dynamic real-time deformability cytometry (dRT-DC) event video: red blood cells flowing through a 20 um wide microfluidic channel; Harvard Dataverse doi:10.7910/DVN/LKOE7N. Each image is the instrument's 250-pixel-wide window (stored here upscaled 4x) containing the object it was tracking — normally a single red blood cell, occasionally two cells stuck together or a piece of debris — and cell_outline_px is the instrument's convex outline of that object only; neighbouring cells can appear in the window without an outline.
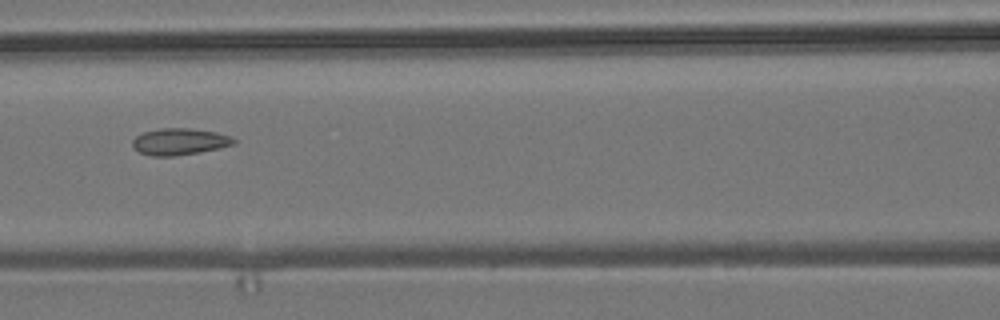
{"species": "common noctule bat (a hibernating species)", "species_latin": "Nyctalus noctula", "temperature_condition": "room temperature", "stored_images_in_passage": 6, "camera_frame_rate_fps": 3000, "um_per_image_px": 0.085, "animal": {"sex": "male", "body_mass_g": 19.2, "forearm_length_mm": 51.8}, "frame": {"image": 1, "passage_image": 4, "time_ms": 1.0, "image_size_px": [1000, 320], "cell_outline_px": [[236, 140], [232, 144], [220, 148], [200, 152], [176, 156], [152, 156], [140, 152], [132, 148], [132, 140], [136, 136], [144, 132], [160, 128], [188, 128], [216, 132], [232, 136]], "centroid_in_image_um": [15.24, 12.04], "position_along_channel_um": 151.4, "area_um2": 15.78}}
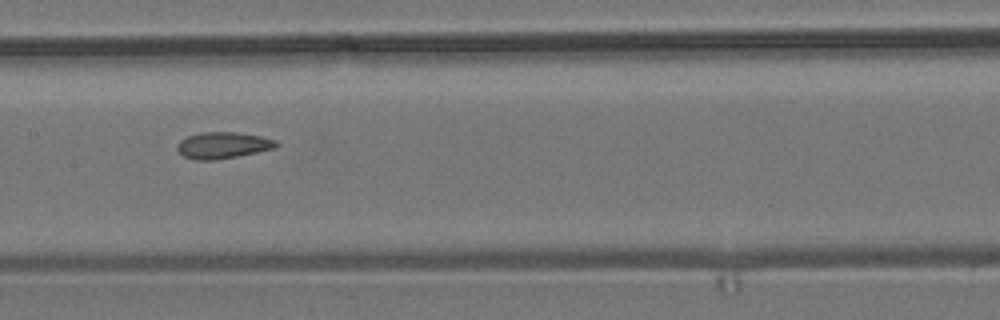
{"frame": {"image": 2, "passage_image": 5, "time_ms": 1.333, "image_size_px": [1000, 320], "cell_outline_px": [[280, 144], [276, 148], [236, 156], [212, 160], [192, 160], [184, 156], [176, 148], [176, 144], [180, 140], [188, 136], [200, 132], [236, 132], [260, 136], [276, 140]], "centroid_in_image_um": [18.93, 12.34], "position_along_channel_um": 188.5, "area_um2": 15.26}}
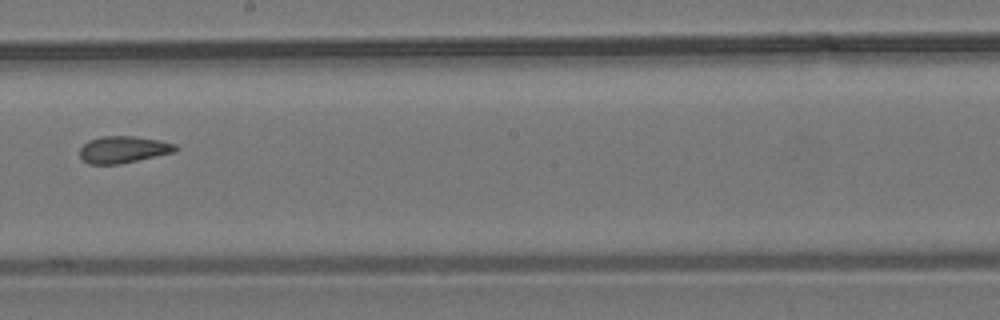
{"frame": {"image": 3, "passage_image": 6, "time_ms": 1.667, "image_size_px": [1000, 320], "cell_outline_px": [[180, 148], [176, 152], [120, 164], [88, 164], [80, 156], [80, 148], [88, 140], [104, 136], [136, 136], [160, 140], [176, 144]], "centroid_in_image_um": [10.53, 12.71], "position_along_channel_um": 237.7, "area_um2": 15.14}}